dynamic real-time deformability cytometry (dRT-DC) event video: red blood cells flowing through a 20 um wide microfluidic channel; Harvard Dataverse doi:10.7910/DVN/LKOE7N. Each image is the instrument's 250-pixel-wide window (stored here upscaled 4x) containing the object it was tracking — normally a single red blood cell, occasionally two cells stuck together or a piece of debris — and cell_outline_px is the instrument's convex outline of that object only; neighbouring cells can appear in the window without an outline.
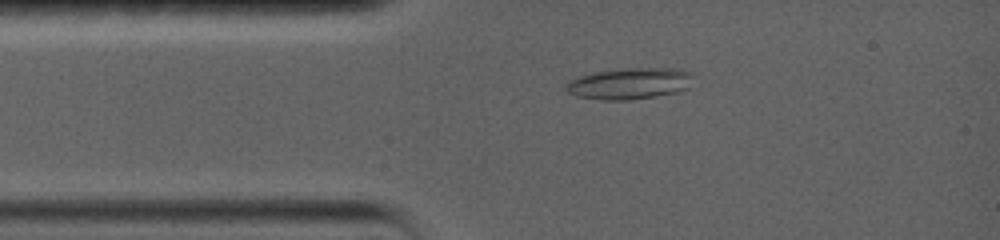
{"species": "common noctule bat (a hibernating species)", "species_latin": "Nyctalus noctula", "temperature_condition": "warm", "stored_images_in_passage": 46, "camera_frame_rate_fps": 5000, "um_per_image_px": 0.085, "animal": {"sex": "female", "body_mass_g": 19.0, "forearm_length_mm": 56.7}, "frame": {"image": 1, "passage_image": 8, "time_ms": 2.4, "image_size_px": [1000, 240], "cell_outline_px": [[692, 76], [688, 88], [680, 92], [656, 96], [628, 100], [600, 100], [576, 96], [568, 92], [564, 88], [564, 84], [568, 80], [576, 76], [596, 72], [624, 68], [680, 68], [692, 72]], "centroid_in_image_um": [53.49, 7.1], "position_along_channel_um": 31.5, "area_um2": 23.64}}
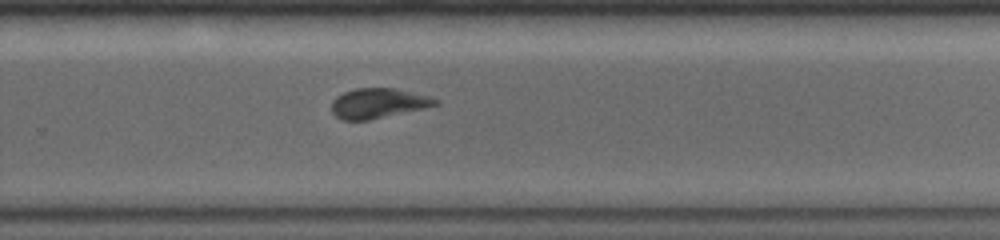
{"frame": {"image": 2, "passage_image": 31, "time_ms": 10.2, "image_size_px": [1000, 240], "cell_outline_px": [[440, 104], [424, 108], [368, 120], [344, 120], [336, 116], [332, 112], [332, 100], [336, 96], [344, 92], [356, 88], [392, 88], [428, 96], [440, 100]], "centroid_in_image_um": [32.13, 8.77], "position_along_channel_um": 297.7, "area_um2": 17.92}}
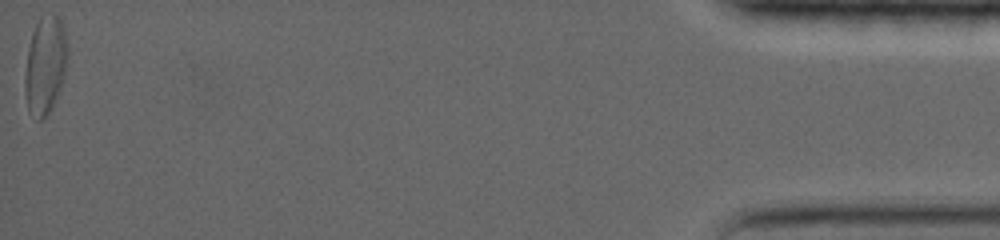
{"frame": {"image": 3, "passage_image": 46, "time_ms": 17.8, "image_size_px": [1000, 240], "cell_outline_px": [[68, 64], [60, 88], [52, 108], [44, 120], [36, 120], [28, 108], [24, 96], [24, 80], [28, 48], [36, 24], [40, 16], [52, 12], [56, 12], [64, 28], [68, 48]], "centroid_in_image_um": [3.86, 5.54], "position_along_channel_um": 431.3, "area_um2": 24.8}, "authors_computed_cell_mechanics": {"area_um2": 18.9295, "velocity_mm_per_s": 3.5793, "shape_relaxation_time_tau1_ms": 2.8612, "shape_relaxation_time_tau2_ms": 5.266, "deformation_change_tau1": 0.1167, "deformation_change_tau2": 0.1224}}